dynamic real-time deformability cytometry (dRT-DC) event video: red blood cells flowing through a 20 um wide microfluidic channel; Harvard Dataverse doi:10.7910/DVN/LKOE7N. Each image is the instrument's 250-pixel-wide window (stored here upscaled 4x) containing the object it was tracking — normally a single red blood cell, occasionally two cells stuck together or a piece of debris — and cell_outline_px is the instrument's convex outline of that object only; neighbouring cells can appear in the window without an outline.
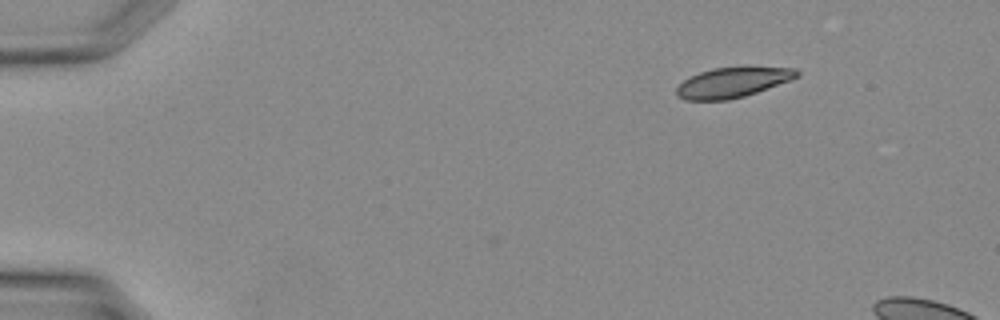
{"species": "Egyptian fruit bat (a non-hibernating species)", "species_latin": "Rousettus aegyptiacus", "temperature_condition": "warm", "stored_images_in_passage": 2, "camera_frame_rate_fps": 3000, "um_per_image_px": 0.085, "animal": {"sex": "female"}, "frame": {"image": 1, "passage_image": 2, "time_ms": 0.333, "image_size_px": [1000, 320], "cell_outline_px": [[800, 76], [792, 80], [744, 96], [728, 100], [684, 100], [676, 96], [676, 88], [684, 80], [700, 72], [712, 68], [740, 64], [748, 64], [796, 68], [800, 72]], "centroid_in_image_um": [62.35, 6.94], "position_along_channel_um": 22.6, "area_um2": 22.14}}